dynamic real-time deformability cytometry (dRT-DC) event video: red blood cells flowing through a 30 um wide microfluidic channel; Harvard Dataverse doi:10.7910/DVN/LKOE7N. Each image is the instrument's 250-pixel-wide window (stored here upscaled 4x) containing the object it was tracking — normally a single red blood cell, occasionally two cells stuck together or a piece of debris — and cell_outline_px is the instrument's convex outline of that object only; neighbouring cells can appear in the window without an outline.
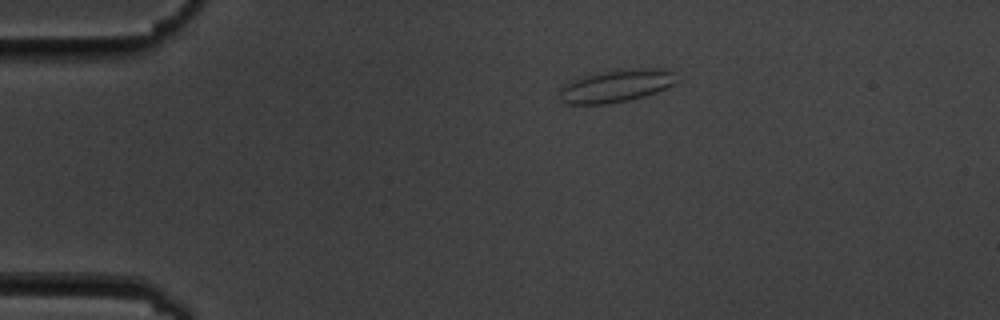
{"species": "common noctule bat (a hibernating species)", "species_latin": "Nyctalus noctula", "temperature_condition": "cold", "stored_images_in_passage": 6, "segment_of_instrument_passage": [2, 2], "camera_frame_rate_fps": 3000, "um_per_image_px": 0.085, "animal": {"sex": "male", "body_mass_g": 19.5, "forearm_length_mm": 54.6}, "frame": {"image": 1, "passage_image": 6, "time_ms": 5.667, "image_size_px": [1000, 320], "cell_outline_px": [[680, 80], [656, 92], [644, 96], [628, 100], [604, 104], [568, 104], [560, 100], [560, 88], [568, 80], [580, 76], [620, 68], [664, 68], [672, 72]], "centroid_in_image_um": [52.34, 7.27], "position_along_channel_um": 32.7, "area_um2": 22.54}}